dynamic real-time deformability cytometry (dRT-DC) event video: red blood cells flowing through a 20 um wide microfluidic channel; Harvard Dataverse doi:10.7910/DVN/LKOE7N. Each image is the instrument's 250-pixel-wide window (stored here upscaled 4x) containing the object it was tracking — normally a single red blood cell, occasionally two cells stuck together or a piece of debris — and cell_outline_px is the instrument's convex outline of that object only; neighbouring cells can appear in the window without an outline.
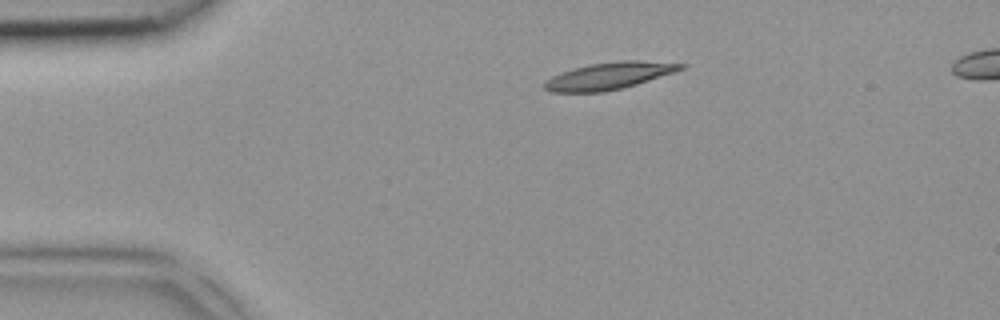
{"species": "common noctule bat (a hibernating species)", "species_latin": "Nyctalus noctula", "temperature_condition": "room temperature", "stored_images_in_passage": 3, "camera_frame_rate_fps": 3000, "um_per_image_px": 0.085, "animal": {"sex": "female", "body_mass_g": 18.4}, "frame": {"image": 1, "passage_image": 3, "time_ms": 0.667, "image_size_px": [1000, 320], "cell_outline_px": [[688, 64], [684, 68], [676, 72], [636, 84], [604, 92], [548, 92], [544, 88], [544, 80], [560, 72], [572, 68], [588, 64], [616, 60], [636, 60]], "centroid_in_image_um": [51.75, 6.43], "position_along_channel_um": 33.3, "area_um2": 21.68}}